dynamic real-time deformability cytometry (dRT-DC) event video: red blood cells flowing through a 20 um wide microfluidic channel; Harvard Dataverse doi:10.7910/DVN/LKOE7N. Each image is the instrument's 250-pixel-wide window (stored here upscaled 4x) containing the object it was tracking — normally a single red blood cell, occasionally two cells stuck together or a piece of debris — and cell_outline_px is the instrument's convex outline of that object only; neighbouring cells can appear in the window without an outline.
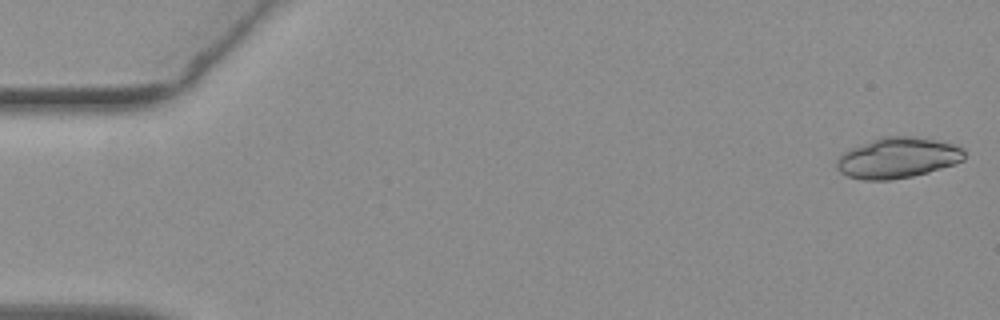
{"species": "common noctule bat (a hibernating species)", "species_latin": "Nyctalus noctula", "temperature_condition": "warm", "stored_images_in_passage": 53, "segment_of_instrument_passage": [1, 2], "camera_frame_rate_fps": 3000, "um_per_image_px": 0.085, "animal": {"sex": "female", "body_mass_g": 19.3, "forearm_length_mm": 54.1}, "frame": {"image": 1, "passage_image": 1, "time_ms": 0.0, "image_size_px": [1000, 320], "cell_outline_px": [[964, 160], [956, 164], [928, 172], [912, 176], [892, 180], [864, 180], [848, 176], [840, 172], [836, 168], [836, 160], [844, 152], [852, 148], [880, 136], [912, 136], [936, 140], [952, 144], [964, 148]], "centroid_in_image_um": [76.31, 13.42], "position_along_channel_um": 8.7, "area_um2": 30.29}}